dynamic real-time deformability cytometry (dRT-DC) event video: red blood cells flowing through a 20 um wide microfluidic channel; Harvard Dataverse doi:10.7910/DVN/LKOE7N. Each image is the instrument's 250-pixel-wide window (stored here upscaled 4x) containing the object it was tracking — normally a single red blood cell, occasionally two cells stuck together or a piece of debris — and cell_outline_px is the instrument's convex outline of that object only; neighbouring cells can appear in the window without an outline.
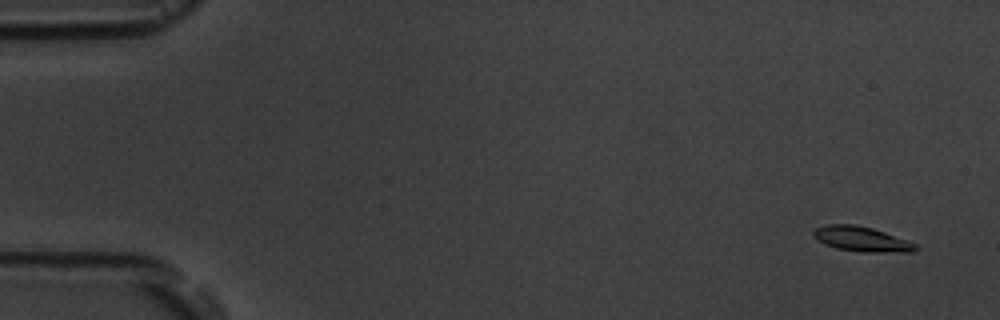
{"species": "common noctule bat (a hibernating species)", "species_latin": "Nyctalus noctula", "temperature_condition": "room temperature", "stored_images_in_passage": 4, "camera_frame_rate_fps": 3000, "um_per_image_px": 0.085, "animal": {"sex": "male", "body_mass_g": 19.5, "forearm_length_mm": 54.6}, "frame": {"image": 1, "passage_image": 1, "time_ms": 0.0, "image_size_px": [1000, 320], "cell_outline_px": [[920, 248], [912, 252], [864, 252], [836, 248], [812, 236], [812, 232], [816, 228], [828, 224], [852, 224], [872, 228], [908, 240], [916, 244]], "centroid_in_image_um": [73.28, 20.32], "position_along_channel_um": 11.7, "area_um2": 14.68}}
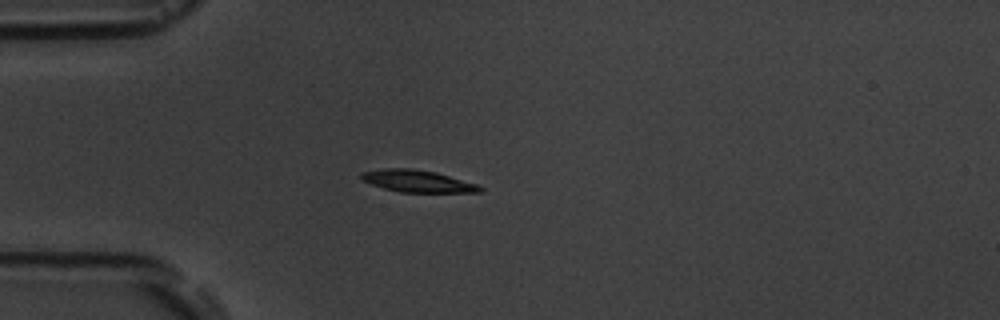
{"frame": {"image": 2, "passage_image": 4, "time_ms": 4.333, "image_size_px": [1000, 320], "cell_outline_px": [[484, 192], [400, 192], [384, 188], [372, 184], [364, 180], [360, 176], [360, 172], [384, 168], [412, 168], [436, 172], [476, 184], [484, 188]], "centroid_in_image_um": [35.49, 15.39], "position_along_channel_um": 49.5, "area_um2": 15.14}}